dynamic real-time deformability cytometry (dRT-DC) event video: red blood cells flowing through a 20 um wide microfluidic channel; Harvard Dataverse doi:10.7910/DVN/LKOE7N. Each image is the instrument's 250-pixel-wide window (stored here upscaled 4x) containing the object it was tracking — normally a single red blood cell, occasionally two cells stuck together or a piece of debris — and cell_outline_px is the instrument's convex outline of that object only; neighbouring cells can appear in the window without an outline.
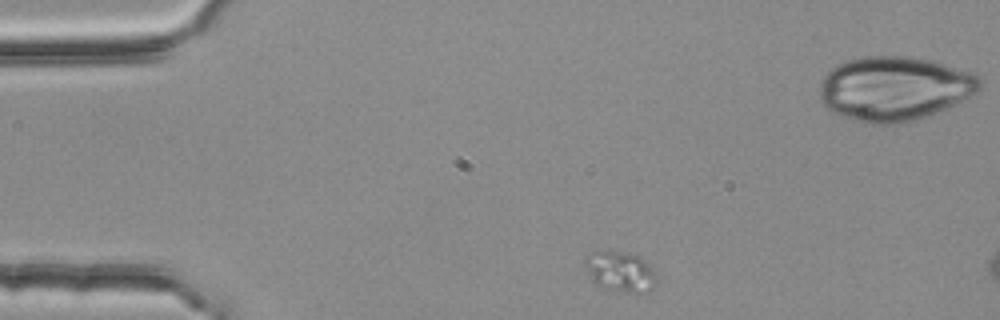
{"species": "common noctule bat (a hibernating species)", "species_latin": "Nyctalus noctula", "temperature_condition": "room temperature", "stored_images_in_passage": 3, "camera_frame_rate_fps": 3000, "um_per_image_px": 0.085, "animal": {"sex": "female", "body_mass_g": 25.1}, "frame": {"image": 1, "passage_image": 1, "time_ms": 0.0, "image_size_px": [1000, 320], "cell_outline_px": [[656, 276], [648, 288], [640, 292], [628, 292], [604, 288], [596, 284], [592, 280], [584, 260], [588, 252], [628, 252], [640, 256], [652, 268]], "centroid_in_image_um": [52.67, 23.05], "position_along_channel_um": 32.3, "area_um2": 16.13}}